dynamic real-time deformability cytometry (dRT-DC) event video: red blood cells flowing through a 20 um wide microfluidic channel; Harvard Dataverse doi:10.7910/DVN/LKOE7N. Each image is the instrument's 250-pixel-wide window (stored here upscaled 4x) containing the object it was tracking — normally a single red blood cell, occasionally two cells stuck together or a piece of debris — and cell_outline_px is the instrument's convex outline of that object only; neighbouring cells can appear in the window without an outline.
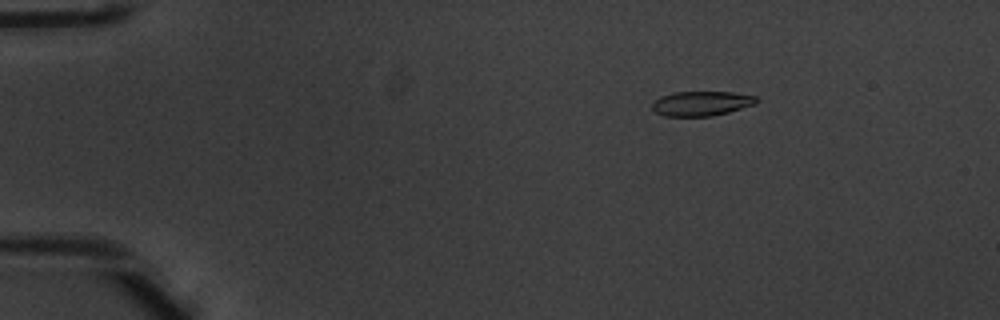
{"species": "common noctule bat (a hibernating species)", "species_latin": "Nyctalus noctula", "temperature_condition": "warm", "stored_images_in_passage": 53, "camera_frame_rate_fps": 3000, "um_per_image_px": 0.085, "animal": {"sex": "male", "body_mass_g": 20.1, "forearm_length_mm": 53.5}, "frame": {"image": 1, "passage_image": 9, "time_ms": 2.667, "image_size_px": [1000, 320], "cell_outline_px": [[760, 100], [756, 104], [728, 112], [712, 116], [664, 116], [656, 112], [652, 108], [652, 104], [660, 96], [672, 92], [732, 92], [756, 96]], "centroid_in_image_um": [59.64, 8.79], "position_along_channel_um": 25.4, "area_um2": 15.03}}
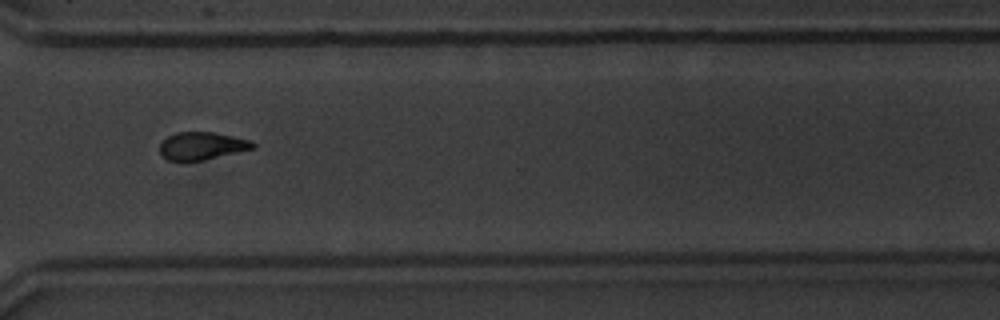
{"frame": {"image": 2, "passage_image": 40, "time_ms": 13.0, "image_size_px": [1000, 320], "cell_outline_px": [[256, 148], [204, 160], [168, 160], [160, 152], [160, 144], [168, 136], [176, 132], [212, 132], [252, 140], [256, 144]], "centroid_in_image_um": [17.21, 12.39], "position_along_channel_um": 353.4, "area_um2": 14.91}}
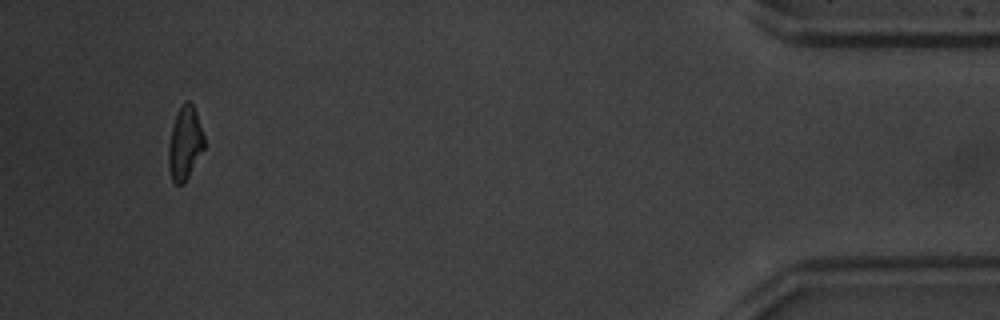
{"frame": {"image": 3, "passage_image": 50, "time_ms": 16.333, "image_size_px": [1000, 320], "cell_outline_px": [[204, 148], [184, 184], [176, 184], [172, 180], [168, 168], [168, 144], [176, 112], [180, 104], [184, 100], [188, 100], [192, 104], [196, 112], [204, 136]], "centroid_in_image_um": [15.7, 12.15], "position_along_channel_um": 419.5, "area_um2": 15.32}, "authors_computed_cell_mechanics": {"area_um2": 15.6638, "velocity_mm_per_s": 3.9627, "shape_relaxation_time_tau1_ms": 3.6773, "shape_relaxation_time_tau2_ms": 1.9576, "deformation_change_tau1": 0.1649, "deformation_change_tau2": 0.0855}}